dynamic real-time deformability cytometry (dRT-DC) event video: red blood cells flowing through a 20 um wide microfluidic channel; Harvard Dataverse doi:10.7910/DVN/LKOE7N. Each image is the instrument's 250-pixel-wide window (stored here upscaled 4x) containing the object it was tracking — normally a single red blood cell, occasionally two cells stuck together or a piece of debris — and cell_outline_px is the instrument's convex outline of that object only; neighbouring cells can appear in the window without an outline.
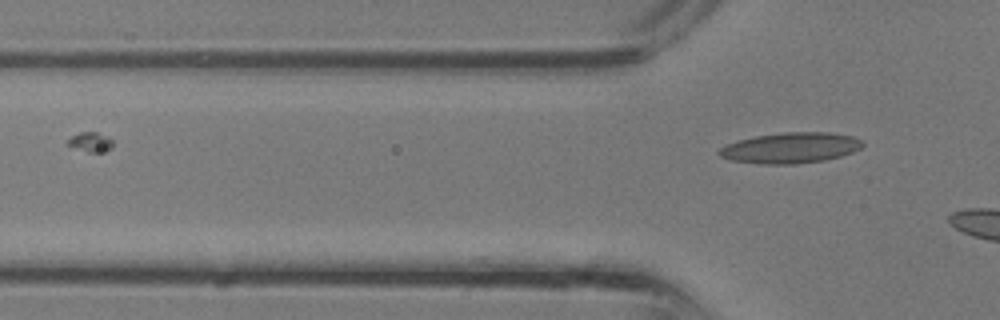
{"species": "common noctule bat (a hibernating species)", "species_latin": "Nyctalus noctula", "temperature_condition": "room temperature", "stored_images_in_passage": 3, "camera_frame_rate_fps": 3000, "um_per_image_px": 0.085, "animal": {"sex": "male", "body_mass_g": 13.3}, "frame": {"image": 1, "passage_image": 3, "time_ms": 0.667, "image_size_px": [1000, 320], "cell_outline_px": [[864, 144], [860, 148], [852, 152], [840, 156], [824, 160], [796, 164], [760, 164], [732, 160], [720, 156], [716, 152], [720, 148], [728, 144], [740, 140], [756, 136], [784, 132], [828, 132], [852, 136], [864, 140]], "centroid_in_image_um": [67.22, 12.57], "position_along_channel_um": 58.6, "area_um2": 25.55}}